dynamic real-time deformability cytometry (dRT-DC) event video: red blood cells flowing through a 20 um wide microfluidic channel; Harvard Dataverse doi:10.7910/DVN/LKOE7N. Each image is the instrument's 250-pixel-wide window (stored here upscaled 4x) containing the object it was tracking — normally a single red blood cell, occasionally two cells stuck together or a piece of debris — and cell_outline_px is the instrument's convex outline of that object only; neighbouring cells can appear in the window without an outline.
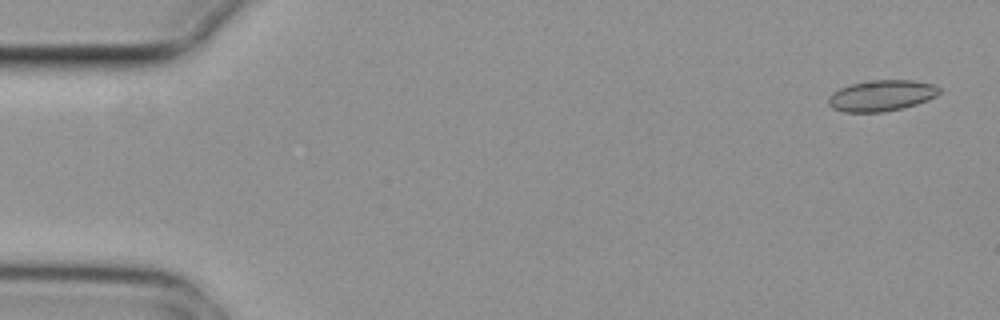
{"species": "common noctule bat (a hibernating species)", "species_latin": "Nyctalus noctula", "temperature_condition": "cold", "stored_images_in_passage": 5, "segment_of_instrument_passage": [2, 2], "camera_frame_rate_fps": 3000, "um_per_image_px": 0.085, "animal": {"sex": "female", "body_mass_g": 29.2, "forearm_length_mm": 56.3}, "frame": {"image": 1, "passage_image": 5, "time_ms": 1.333, "image_size_px": [1000, 320], "cell_outline_px": [[940, 92], [936, 96], [928, 100], [904, 108], [884, 112], [844, 112], [832, 108], [828, 104], [828, 96], [832, 92], [840, 88], [852, 84], [872, 80], [912, 80], [936, 84], [940, 88]], "centroid_in_image_um": [74.94, 8.13], "position_along_channel_um": 10.1, "area_um2": 20.23}}